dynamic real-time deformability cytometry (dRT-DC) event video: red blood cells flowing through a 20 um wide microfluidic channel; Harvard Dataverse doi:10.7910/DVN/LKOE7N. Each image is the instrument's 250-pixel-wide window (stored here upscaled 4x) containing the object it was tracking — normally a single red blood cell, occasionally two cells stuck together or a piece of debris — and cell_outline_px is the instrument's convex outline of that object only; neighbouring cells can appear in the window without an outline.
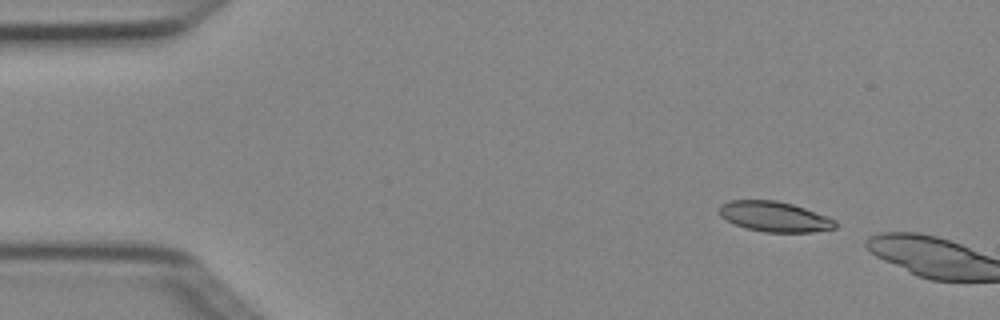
{"species": "Egyptian fruit bat (a non-hibernating species)", "species_latin": "Rousettus aegyptiacus", "temperature_condition": "cold", "stored_images_in_passage": 2, "camera_frame_rate_fps": 3000, "um_per_image_px": 0.085, "animal": {"sex": "female"}, "frame": {"image": 1, "passage_image": 1, "time_ms": 0.0, "image_size_px": [1000, 320], "cell_outline_px": [[836, 228], [812, 232], [764, 232], [744, 228], [720, 216], [720, 204], [728, 200], [776, 200], [792, 204], [804, 208], [836, 220]], "centroid_in_image_um": [65.82, 18.41], "position_along_channel_um": 19.2, "area_um2": 20.35}}